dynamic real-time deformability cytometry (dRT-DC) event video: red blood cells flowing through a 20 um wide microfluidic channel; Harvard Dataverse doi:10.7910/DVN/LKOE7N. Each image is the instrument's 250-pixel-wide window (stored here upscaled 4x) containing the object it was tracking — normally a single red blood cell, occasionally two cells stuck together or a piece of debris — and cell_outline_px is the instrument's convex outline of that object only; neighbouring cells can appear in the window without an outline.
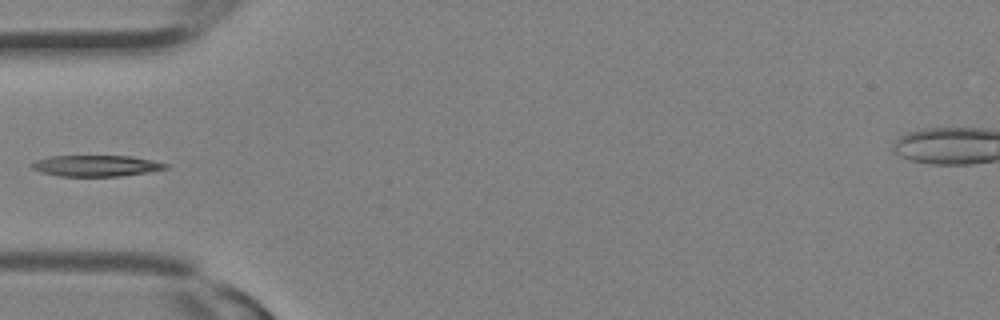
{"species": "Egyptian fruit bat (a non-hibernating species)", "species_latin": "Rousettus aegyptiacus", "temperature_condition": "room temperature", "stored_images_in_passage": 8, "camera_frame_rate_fps": 3000, "um_per_image_px": 0.085, "animal": {"sex": "female"}, "frame": {"image": 1, "passage_image": 7, "time_ms": 2.0, "image_size_px": [1000, 320], "cell_outline_px": [[168, 168], [148, 172], [120, 176], [60, 176], [44, 172], [32, 168], [28, 164], [36, 160], [48, 156], [132, 156], [152, 160], [168, 164]], "centroid_in_image_um": [8.17, 14.08], "position_along_channel_um": 76.8, "area_um2": 16.42}}